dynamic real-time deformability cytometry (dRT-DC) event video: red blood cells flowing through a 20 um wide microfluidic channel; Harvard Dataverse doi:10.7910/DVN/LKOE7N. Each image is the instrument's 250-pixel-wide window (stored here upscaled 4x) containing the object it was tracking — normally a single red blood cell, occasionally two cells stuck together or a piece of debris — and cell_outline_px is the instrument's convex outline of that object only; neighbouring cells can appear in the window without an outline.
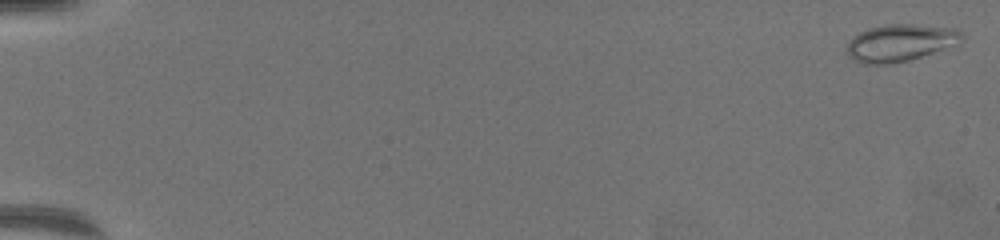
{"species": "common noctule bat (a hibernating species)", "species_latin": "Nyctalus noctula", "temperature_condition": "warm", "stored_images_in_passage": 65, "camera_frame_rate_fps": 3000, "um_per_image_px": 0.085, "animal": {"sex": "female", "body_mass_g": 19.5, "forearm_length_mm": 54.1}, "frame": {"image": 1, "passage_image": 2, "time_ms": 0.333, "image_size_px": [1000, 240], "cell_outline_px": [[964, 36], [932, 52], [908, 60], [888, 64], [864, 64], [848, 56], [844, 52], [848, 44], [860, 32], [868, 28], [888, 24], [912, 24], [956, 28]], "centroid_in_image_um": [76.41, 3.63], "position_along_channel_um": 8.6, "area_um2": 23.99}}
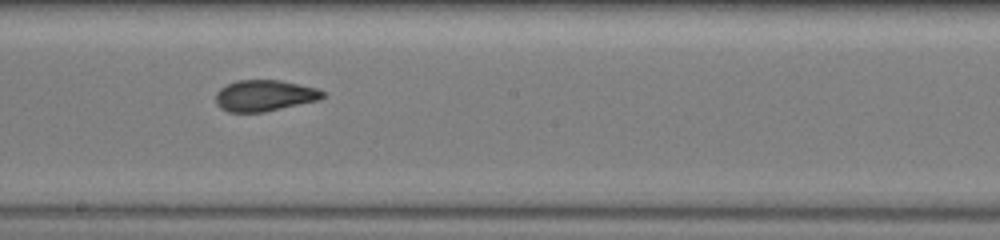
{"frame": {"image": 2, "passage_image": 39, "time_ms": 12.667, "image_size_px": [1000, 240], "cell_outline_px": [[324, 96], [320, 100], [264, 112], [228, 112], [220, 108], [216, 104], [216, 92], [220, 88], [236, 80], [280, 80], [316, 88], [324, 92]], "centroid_in_image_um": [22.46, 8.13], "position_along_channel_um": 225.7, "area_um2": 19.48}}
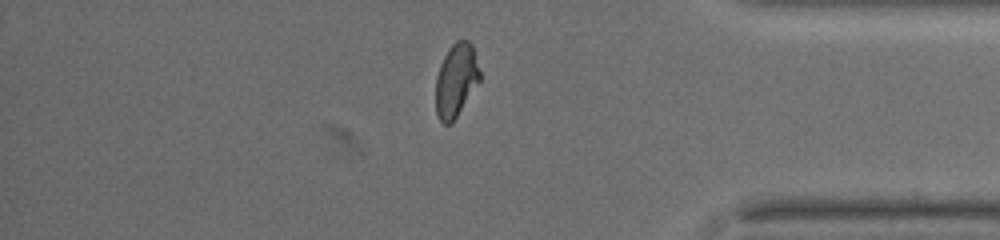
{"frame": {"image": 3, "passage_image": 56, "time_ms": 18.333, "image_size_px": [1000, 240], "cell_outline_px": [[480, 80], [456, 116], [448, 124], [444, 124], [440, 120], [436, 112], [436, 76], [440, 64], [448, 48], [456, 40], [468, 40], [472, 44], [480, 72]], "centroid_in_image_um": [38.75, 6.77], "position_along_channel_um": 396.4, "area_um2": 18.55}, "authors_computed_cell_mechanics": {"area_um2": 19.9988, "velocity_mm_per_s": 3.3462, "shape_relaxation_time_tau1_ms": null, "shape_relaxation_time_tau2_ms": 1.2058, "deformation_change_tau1": null, "deformation_change_tau2": 0.074}}